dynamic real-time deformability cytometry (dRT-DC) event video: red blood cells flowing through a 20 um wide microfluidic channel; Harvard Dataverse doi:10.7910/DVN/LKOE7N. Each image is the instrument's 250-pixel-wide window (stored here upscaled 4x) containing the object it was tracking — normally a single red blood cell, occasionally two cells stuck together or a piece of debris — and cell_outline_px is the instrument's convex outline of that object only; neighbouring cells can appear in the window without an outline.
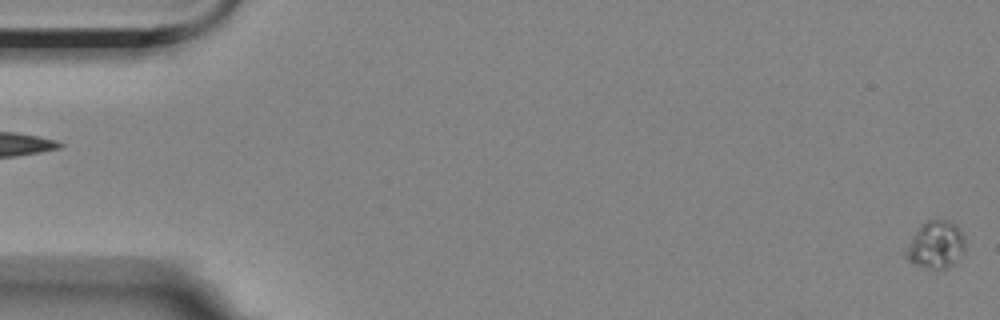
{"species": "Egyptian fruit bat (a non-hibernating species)", "species_latin": "Rousettus aegyptiacus", "temperature_condition": "room temperature", "stored_images_in_passage": 7, "camera_frame_rate_fps": 3000, "um_per_image_px": 0.085, "animal": {"sex": "female"}, "frame": {"image": 1, "passage_image": 1, "time_ms": 0.0, "image_size_px": [1000, 320], "cell_outline_px": [[964, 252], [948, 268], [928, 268], [916, 264], [908, 260], [904, 256], [904, 252], [912, 236], [928, 220], [948, 220], [956, 224], [960, 228], [964, 236]], "centroid_in_image_um": [79.56, 20.8], "position_along_channel_um": 5.4, "area_um2": 16.13}}